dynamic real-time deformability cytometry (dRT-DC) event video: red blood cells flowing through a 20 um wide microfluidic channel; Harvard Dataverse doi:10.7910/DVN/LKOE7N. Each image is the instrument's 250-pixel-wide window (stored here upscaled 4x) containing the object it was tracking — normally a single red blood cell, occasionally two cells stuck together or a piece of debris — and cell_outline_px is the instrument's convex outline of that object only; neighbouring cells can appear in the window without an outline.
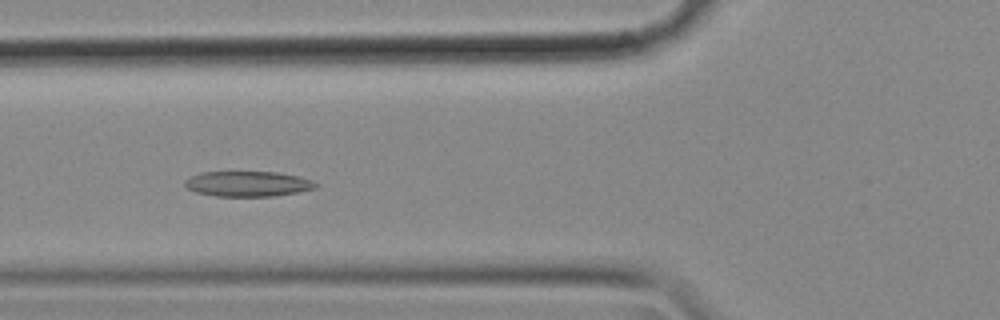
{"species": "common noctule bat (a hibernating species)", "species_latin": "Nyctalus noctula", "temperature_condition": "cold", "stored_images_in_passage": 56, "segment_of_instrument_passage": [1, 2], "camera_frame_rate_fps": 3000, "um_per_image_px": 0.085, "animal": {"sex": "female", "body_mass_g": 18.4}, "frame": {"image": 1, "passage_image": 19, "time_ms": 6.0, "image_size_px": [1000, 320], "cell_outline_px": [[320, 184], [316, 188], [300, 192], [276, 196], [216, 196], [196, 192], [188, 188], [184, 184], [184, 180], [192, 176], [204, 172], [276, 172], [296, 176], [312, 180]], "centroid_in_image_um": [21.11, 15.63], "position_along_channel_um": 104.7, "area_um2": 19.25}}
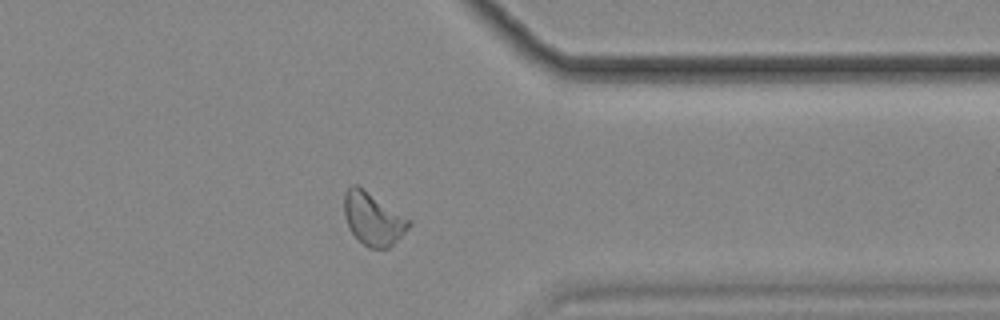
{"frame": {"image": 2, "passage_image": 43, "time_ms": 14.0, "image_size_px": [1000, 320], "cell_outline_px": [[412, 224], [388, 248], [368, 248], [348, 228], [344, 216], [344, 192], [352, 184], [356, 184], [412, 220]], "centroid_in_image_um": [31.69, 18.58], "position_along_channel_um": 379.7, "area_um2": 19.65}}
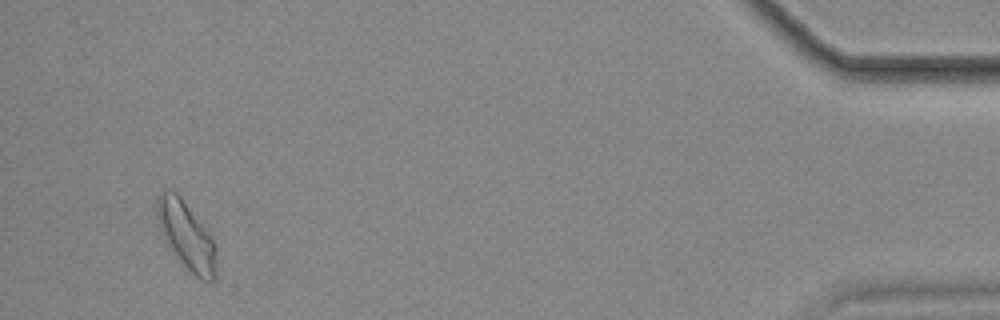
{"frame": {"image": 3, "passage_image": 52, "time_ms": 17.0, "image_size_px": [1000, 320], "cell_outline_px": [[216, 252], [212, 280], [204, 280], [196, 276], [172, 252], [164, 240], [156, 216], [156, 196], [160, 192], [176, 192], [180, 196], [204, 228], [212, 240], [216, 248]], "centroid_in_image_um": [15.77, 19.98], "position_along_channel_um": 419.4, "area_um2": 22.37}}